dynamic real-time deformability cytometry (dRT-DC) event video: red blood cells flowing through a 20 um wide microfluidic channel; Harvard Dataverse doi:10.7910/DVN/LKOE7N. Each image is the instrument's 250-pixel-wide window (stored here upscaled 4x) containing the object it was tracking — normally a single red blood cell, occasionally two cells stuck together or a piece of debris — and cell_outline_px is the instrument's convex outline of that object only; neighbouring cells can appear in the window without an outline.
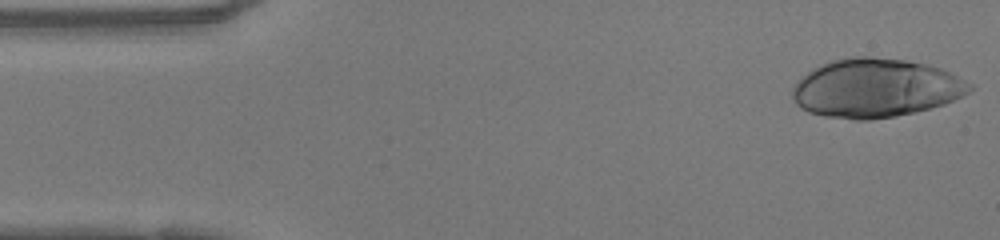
{"species": "human", "species_latin": "Homo sapiens", "temperature_condition": "warm", "stored_images_in_passage": 47, "camera_frame_rate_fps": 3000, "um_per_image_px": 0.085, "donor": {"sex": "female"}, "frame": {"image": 1, "passage_image": 1, "time_ms": 0.0, "image_size_px": [1000, 240], "cell_outline_px": [[972, 88], [968, 92], [944, 104], [916, 112], [896, 116], [872, 120], [856, 120], [824, 116], [808, 112], [800, 108], [792, 100], [792, 88], [812, 68], [820, 64], [832, 60], [852, 56], [872, 56], [904, 60], [928, 64], [940, 68], [972, 84]], "centroid_in_image_um": [74.39, 7.49], "position_along_channel_um": 10.6, "area_um2": 60.69}}
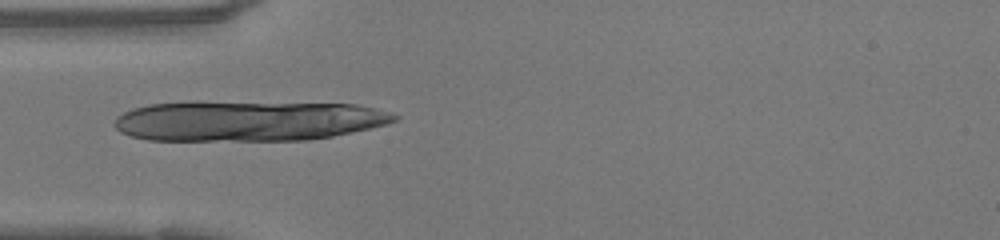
{"frame": {"image": 2, "passage_image": 13, "time_ms": 4.0, "image_size_px": [1000, 240], "cell_outline_px": [[400, 116], [396, 120], [388, 124], [352, 132], [332, 136], [308, 140], [148, 140], [132, 136], [120, 132], [112, 124], [116, 116], [132, 108], [148, 104], [356, 104], [376, 108], [392, 112]], "centroid_in_image_um": [21.12, 10.31], "position_along_channel_um": 63.9, "area_um2": 64.27}}
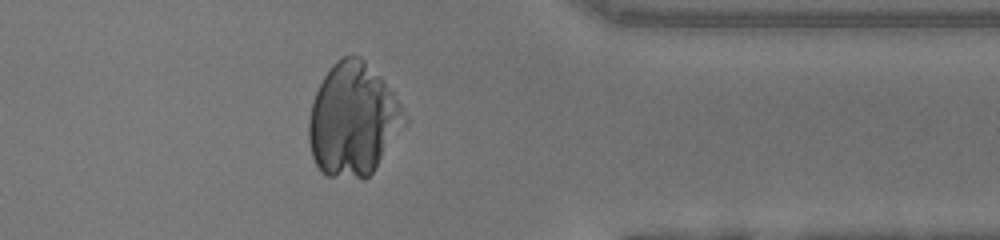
{"frame": {"image": 3, "passage_image": 37, "time_ms": 12.0, "image_size_px": [1000, 240], "cell_outline_px": [[408, 124], [372, 172], [364, 180], [328, 176], [320, 172], [312, 156], [308, 140], [308, 120], [312, 100], [324, 76], [332, 64], [336, 60], [344, 56], [360, 56], [380, 76], [392, 92], [400, 104], [408, 120]], "centroid_in_image_um": [30.01, 10.2], "position_along_channel_um": 381.4, "area_um2": 63.35}}